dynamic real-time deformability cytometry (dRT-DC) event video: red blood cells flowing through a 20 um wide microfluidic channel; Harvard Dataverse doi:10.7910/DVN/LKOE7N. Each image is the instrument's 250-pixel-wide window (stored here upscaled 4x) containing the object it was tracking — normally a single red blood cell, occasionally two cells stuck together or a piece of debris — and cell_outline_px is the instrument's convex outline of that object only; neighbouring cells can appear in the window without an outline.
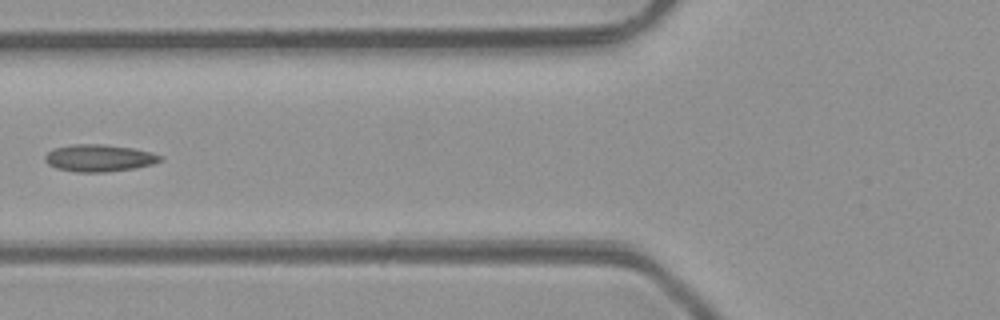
{"species": "common noctule bat (a hibernating species)", "species_latin": "Nyctalus noctula", "temperature_condition": "room temperature", "stored_images_in_passage": 2, "camera_frame_rate_fps": 3000, "um_per_image_px": 0.085, "animal": {"sex": "male", "body_mass_g": 23.1, "forearm_length_mm": 52.7}, "frame": {"image": 1, "passage_image": 2, "time_ms": 1.333, "image_size_px": [1000, 320], "cell_outline_px": [[164, 160], [152, 164], [136, 168], [108, 172], [76, 172], [56, 168], [48, 164], [44, 160], [44, 156], [52, 148], [72, 144], [104, 144], [132, 148], [152, 152], [164, 156]], "centroid_in_image_um": [8.44, 13.43], "position_along_channel_um": 117.4, "area_um2": 18.5}}